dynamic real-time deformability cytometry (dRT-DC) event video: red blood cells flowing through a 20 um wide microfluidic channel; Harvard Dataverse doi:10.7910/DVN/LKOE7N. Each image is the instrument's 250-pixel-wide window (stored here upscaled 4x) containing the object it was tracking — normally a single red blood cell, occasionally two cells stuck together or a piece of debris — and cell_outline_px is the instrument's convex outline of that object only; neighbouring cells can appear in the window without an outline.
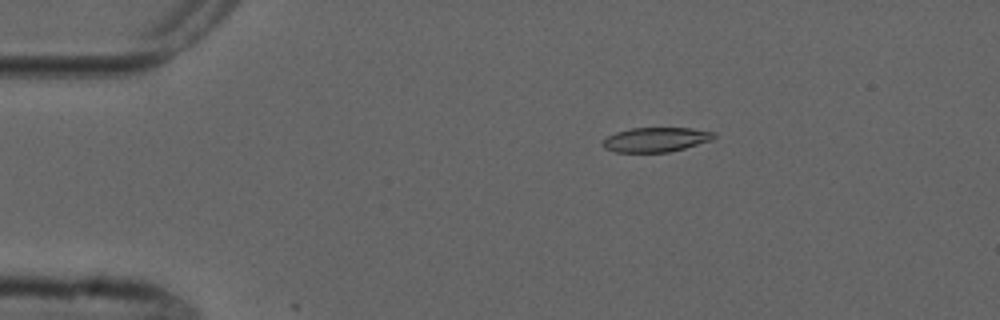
{"species": "common noctule bat (a hibernating species)", "species_latin": "Nyctalus noctula", "temperature_condition": "cold", "stored_images_in_passage": 5, "camera_frame_rate_fps": 3000, "um_per_image_px": 0.085, "animal": {"sex": "male", "forearm_length_mm": 52.5}, "frame": {"image": 1, "passage_image": 3, "time_ms": 2.333, "image_size_px": [1000, 320], "cell_outline_px": [[716, 136], [712, 140], [684, 148], [668, 152], [616, 152], [604, 148], [600, 144], [600, 140], [616, 132], [632, 128], [692, 128], [716, 132]], "centroid_in_image_um": [55.72, 11.86], "position_along_channel_um": 29.3, "area_um2": 16.01}}
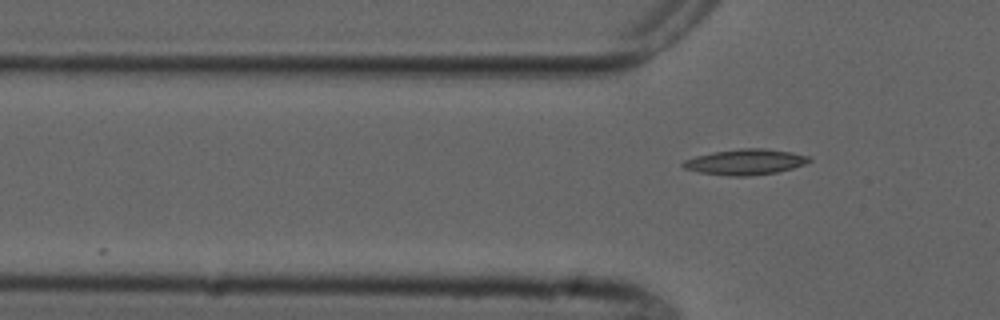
{"frame": {"image": 2, "passage_image": 5, "time_ms": 4.667, "image_size_px": [1000, 320], "cell_outline_px": [[812, 160], [804, 164], [792, 168], [776, 172], [748, 176], [728, 176], [700, 172], [684, 168], [680, 164], [684, 160], [696, 156], [712, 152], [740, 148], [764, 148], [792, 152], [808, 156]], "centroid_in_image_um": [63.34, 13.76], "position_along_channel_um": 62.5, "area_um2": 18.79}}